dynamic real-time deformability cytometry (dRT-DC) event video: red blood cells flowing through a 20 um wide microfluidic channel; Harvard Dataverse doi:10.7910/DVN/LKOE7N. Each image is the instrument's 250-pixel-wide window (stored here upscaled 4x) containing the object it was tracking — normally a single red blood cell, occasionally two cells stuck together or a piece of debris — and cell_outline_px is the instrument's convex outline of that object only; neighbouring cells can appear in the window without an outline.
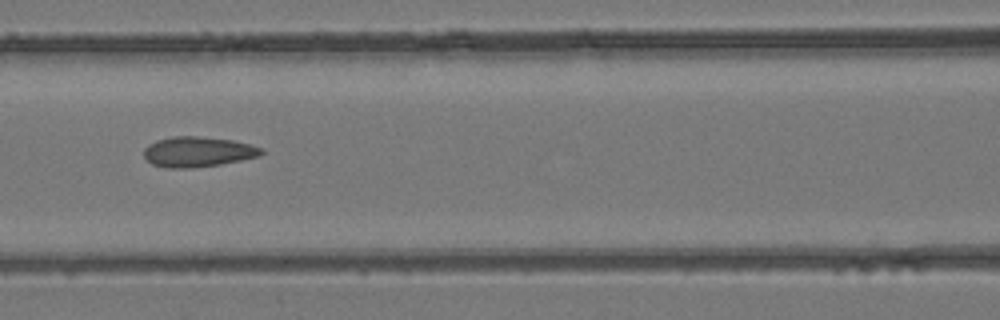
{"species": "common noctule bat (a hibernating species)", "species_latin": "Nyctalus noctula", "temperature_condition": "room temperature", "stored_images_in_passage": 8, "segment_of_instrument_passage": [1, 2], "camera_frame_rate_fps": 3000, "um_per_image_px": 0.085, "animal": {"sex": "female", "body_mass_g": 24.6, "forearm_length_mm": 56.2}, "frame": {"image": 1, "passage_image": 4, "time_ms": 1.0, "image_size_px": [1000, 320], "cell_outline_px": [[264, 152], [260, 156], [220, 164], [192, 168], [164, 168], [152, 164], [144, 156], [144, 148], [148, 144], [156, 140], [172, 136], [196, 136], [232, 140], [264, 148]], "centroid_in_image_um": [16.8, 12.9], "position_along_channel_um": 149.8, "area_um2": 20.75}}
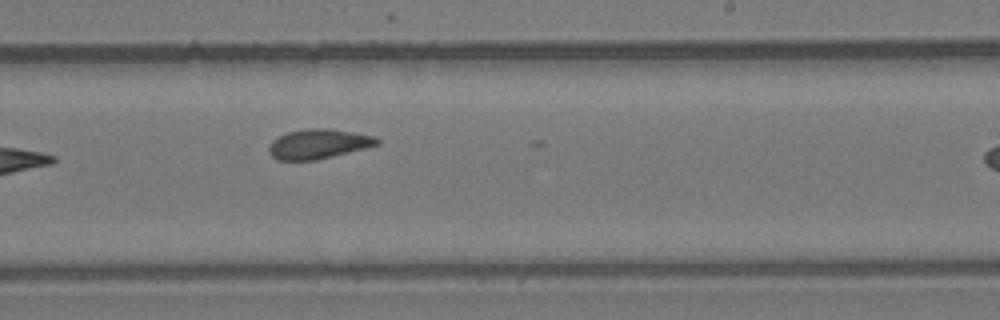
{"frame": {"image": 2, "passage_image": 7, "time_ms": 2.0, "image_size_px": [1000, 320], "cell_outline_px": [[380, 144], [316, 160], [276, 160], [268, 152], [268, 148], [272, 140], [288, 132], [308, 128], [328, 128], [376, 136], [380, 140]], "centroid_in_image_um": [27.06, 12.23], "position_along_channel_um": 261.9, "area_um2": 18.61}}